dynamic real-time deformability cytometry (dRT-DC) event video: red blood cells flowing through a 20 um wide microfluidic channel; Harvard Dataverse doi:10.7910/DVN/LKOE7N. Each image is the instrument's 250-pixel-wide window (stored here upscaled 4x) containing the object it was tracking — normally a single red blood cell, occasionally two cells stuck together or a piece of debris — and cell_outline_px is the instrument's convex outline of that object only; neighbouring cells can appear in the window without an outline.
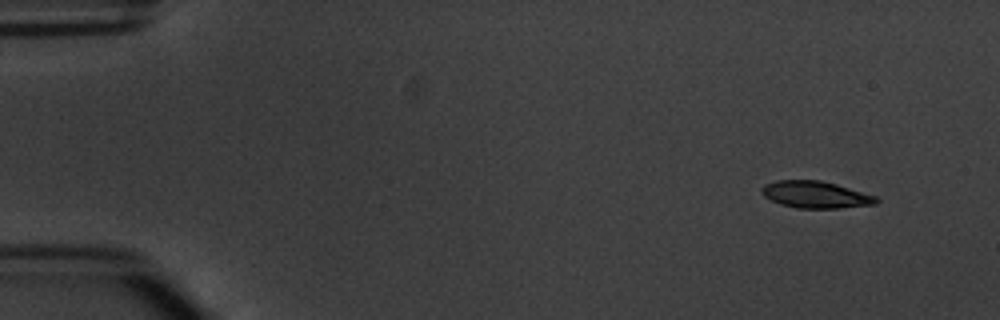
{"species": "common noctule bat (a hibernating species)", "species_latin": "Nyctalus noctula", "temperature_condition": "warm", "stored_images_in_passage": 6, "camera_frame_rate_fps": 3000, "um_per_image_px": 0.085, "animal": {"sex": "male", "body_mass_g": 20.1, "forearm_length_mm": 53.5}, "frame": {"image": 1, "passage_image": 1, "time_ms": 0.0, "image_size_px": [1000, 320], "cell_outline_px": [[880, 200], [876, 204], [840, 208], [796, 208], [780, 204], [764, 196], [760, 192], [760, 188], [764, 184], [776, 180], [820, 180], [836, 184], [876, 196]], "centroid_in_image_um": [69.3, 16.54], "position_along_channel_um": 15.7, "area_um2": 18.03}}
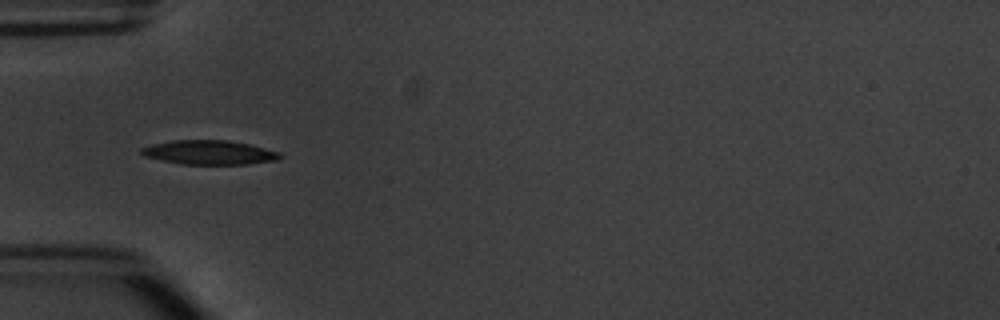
{"frame": {"image": 2, "passage_image": 4, "time_ms": 4.333, "image_size_px": [1000, 320], "cell_outline_px": [[284, 156], [280, 160], [248, 164], [180, 164], [144, 156], [140, 152], [140, 148], [152, 144], [172, 140], [228, 140], [248, 144], [280, 152]], "centroid_in_image_um": [17.81, 12.96], "position_along_channel_um": 67.2, "area_um2": 19.65}}